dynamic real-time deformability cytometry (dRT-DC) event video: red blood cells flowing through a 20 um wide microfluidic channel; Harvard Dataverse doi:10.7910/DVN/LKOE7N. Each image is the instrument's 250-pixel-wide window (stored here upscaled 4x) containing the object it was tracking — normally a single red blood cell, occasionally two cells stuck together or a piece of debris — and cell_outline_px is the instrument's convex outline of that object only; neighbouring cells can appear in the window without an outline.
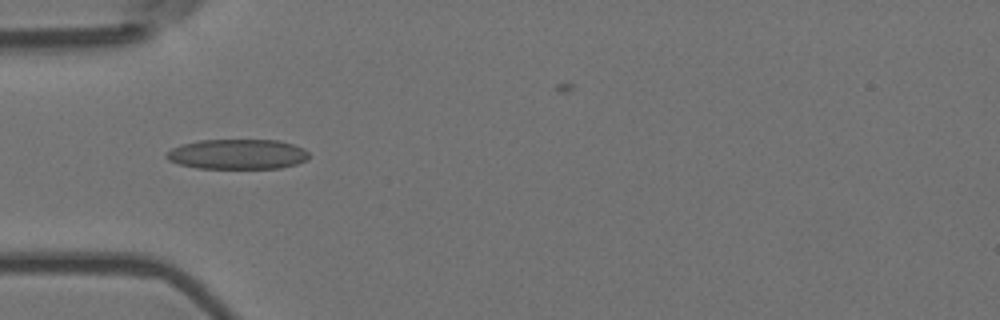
{"species": "Egyptian fruit bat (a non-hibernating species)", "species_latin": "Rousettus aegyptiacus", "temperature_condition": "room temperature", "stored_images_in_passage": 28, "camera_frame_rate_fps": 3000, "um_per_image_px": 0.085, "animal": {"sex": "female"}, "frame": {"image": 1, "passage_image": 5, "time_ms": 1.333, "image_size_px": [1000, 320], "cell_outline_px": [[308, 160], [296, 164], [280, 168], [200, 168], [180, 164], [168, 160], [164, 156], [172, 148], [180, 144], [200, 140], [280, 140], [304, 148], [308, 152]], "centroid_in_image_um": [20.2, 13.1], "position_along_channel_um": 64.8, "area_um2": 24.97}}
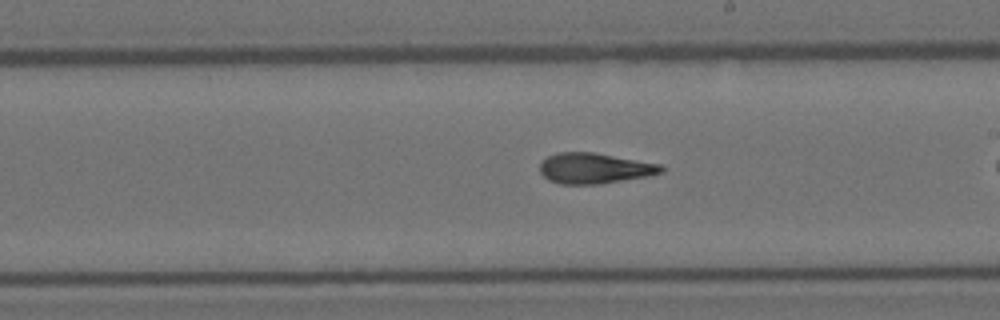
{"frame": {"image": 2, "passage_image": 16, "time_ms": 5.0, "image_size_px": [1000, 320], "cell_outline_px": [[664, 172], [648, 176], [600, 184], [560, 184], [548, 180], [540, 172], [540, 160], [556, 152], [592, 152], [660, 164], [664, 168]], "centroid_in_image_um": [50.5, 14.3], "position_along_channel_um": 238.5, "area_um2": 21.68}}
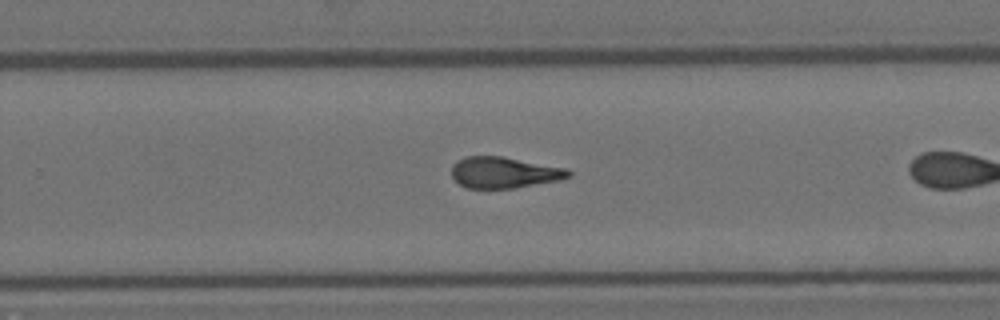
{"frame": {"image": 3, "passage_image": 20, "time_ms": 6.333, "image_size_px": [1000, 320], "cell_outline_px": [[572, 176], [560, 180], [516, 188], [468, 188], [460, 184], [452, 176], [452, 164], [456, 160], [468, 156], [500, 156], [568, 168], [572, 172]], "centroid_in_image_um": [42.88, 14.66], "position_along_channel_um": 286.9, "area_um2": 21.33}}